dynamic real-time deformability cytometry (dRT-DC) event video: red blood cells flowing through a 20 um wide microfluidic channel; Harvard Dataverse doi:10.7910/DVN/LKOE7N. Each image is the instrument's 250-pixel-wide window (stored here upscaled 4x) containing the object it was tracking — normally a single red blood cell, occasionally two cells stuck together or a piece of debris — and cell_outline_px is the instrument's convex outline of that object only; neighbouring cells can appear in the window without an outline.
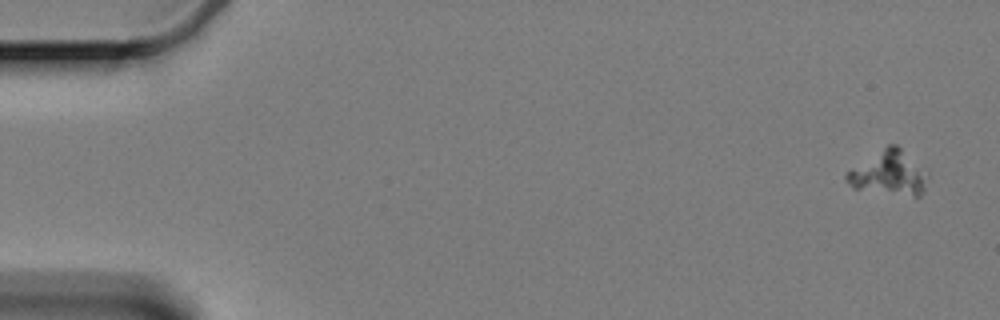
{"species": "Egyptian fruit bat (a non-hibernating species)", "species_latin": "Rousettus aegyptiacus", "temperature_condition": "cold", "stored_images_in_passage": 59, "camera_frame_rate_fps": 3000, "um_per_image_px": 0.085, "animal": {"sex": "female"}, "frame": {"image": 1, "passage_image": 1, "time_ms": 0.0, "image_size_px": [1000, 320], "cell_outline_px": [[928, 176], [924, 192], [916, 200], [852, 188], [844, 180], [844, 176], [848, 172], [888, 144], [896, 144], [928, 172]], "centroid_in_image_um": [75.61, 14.81], "position_along_channel_um": 9.4, "area_um2": 21.44}}
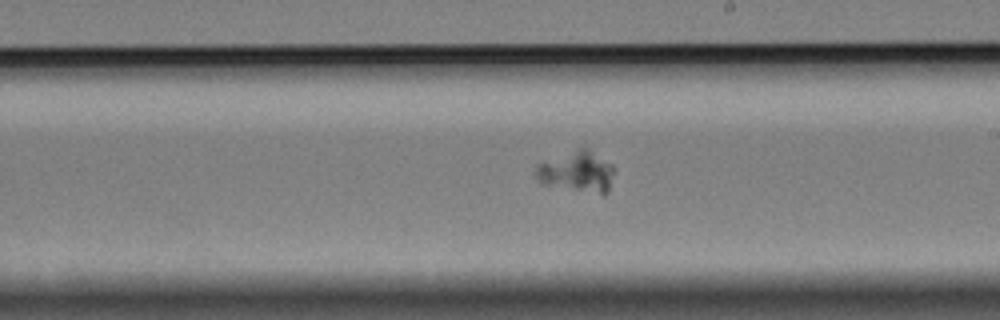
{"frame": {"image": 2, "passage_image": 34, "time_ms": 11.0, "image_size_px": [1000, 320], "cell_outline_px": [[612, 172], [608, 192], [604, 196], [540, 184], [536, 176], [536, 164], [580, 148], [588, 148], [612, 164]], "centroid_in_image_um": [49.03, 14.63], "position_along_channel_um": 240.0, "area_um2": 18.73}}
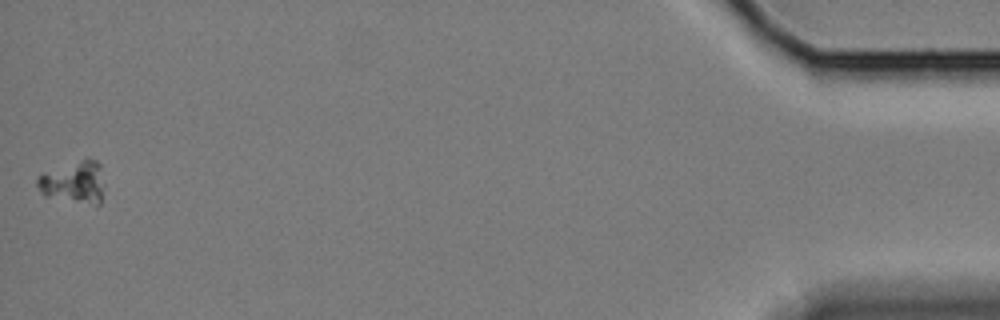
{"frame": {"image": 3, "passage_image": 59, "time_ms": 19.333, "image_size_px": [1000, 320], "cell_outline_px": [[100, 204], [96, 204], [44, 196], [40, 192], [36, 184], [36, 176], [44, 172], [88, 156], [96, 160], [100, 164]], "centroid_in_image_um": [6.18, 15.43], "position_along_channel_um": 429.0, "area_um2": 16.07}}